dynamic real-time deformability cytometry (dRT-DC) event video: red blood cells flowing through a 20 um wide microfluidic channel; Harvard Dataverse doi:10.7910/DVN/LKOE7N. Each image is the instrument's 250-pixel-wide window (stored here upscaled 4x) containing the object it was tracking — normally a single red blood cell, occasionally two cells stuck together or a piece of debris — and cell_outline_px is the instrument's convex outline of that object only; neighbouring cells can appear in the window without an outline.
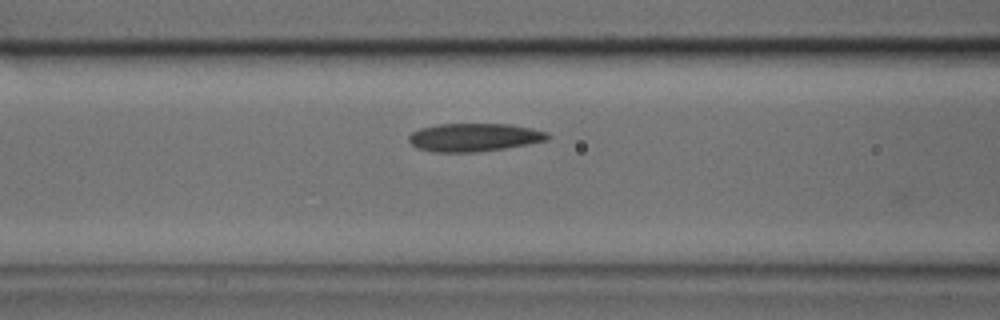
{"species": "common noctule bat (a hibernating species)", "species_latin": "Nyctalus noctula", "temperature_condition": "cold", "stored_images_in_passage": 27, "camera_frame_rate_fps": 3000, "um_per_image_px": 0.085, "animal": {"sex": "male", "body_mass_g": 17.9, "forearm_length_mm": 54.2}, "frame": {"image": 1, "passage_image": 8, "time_ms": 2.333, "image_size_px": [1000, 320], "cell_outline_px": [[552, 136], [548, 140], [528, 144], [504, 148], [476, 152], [432, 152], [416, 148], [408, 140], [408, 136], [412, 132], [420, 128], [436, 124], [508, 124], [532, 128], [548, 132]], "centroid_in_image_um": [40.3, 11.67], "position_along_channel_um": 126.3, "area_um2": 22.95}}
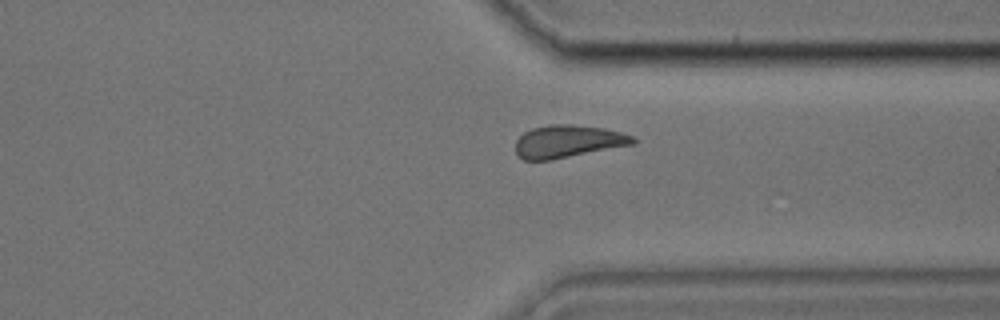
{"frame": {"image": 2, "passage_image": 22, "time_ms": 7.0, "image_size_px": [1000, 320], "cell_outline_px": [[636, 140], [632, 144], [552, 160], [524, 160], [516, 152], [516, 140], [524, 132], [532, 128], [552, 124], [572, 124], [604, 128], [620, 132], [632, 136]], "centroid_in_image_um": [48.24, 12.01], "position_along_channel_um": 363.2, "area_um2": 22.08}}
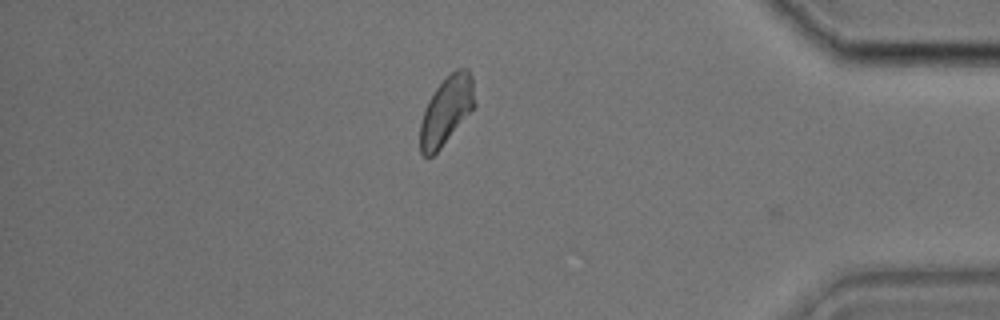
{"frame": {"image": 3, "passage_image": 26, "time_ms": 8.333, "image_size_px": [1000, 320], "cell_outline_px": [[476, 104], [440, 148], [432, 156], [424, 156], [420, 152], [420, 124], [428, 100], [436, 88], [456, 68], [468, 68], [472, 76]], "centroid_in_image_um": [37.95, 9.37], "position_along_channel_um": 397.3, "area_um2": 21.27}}